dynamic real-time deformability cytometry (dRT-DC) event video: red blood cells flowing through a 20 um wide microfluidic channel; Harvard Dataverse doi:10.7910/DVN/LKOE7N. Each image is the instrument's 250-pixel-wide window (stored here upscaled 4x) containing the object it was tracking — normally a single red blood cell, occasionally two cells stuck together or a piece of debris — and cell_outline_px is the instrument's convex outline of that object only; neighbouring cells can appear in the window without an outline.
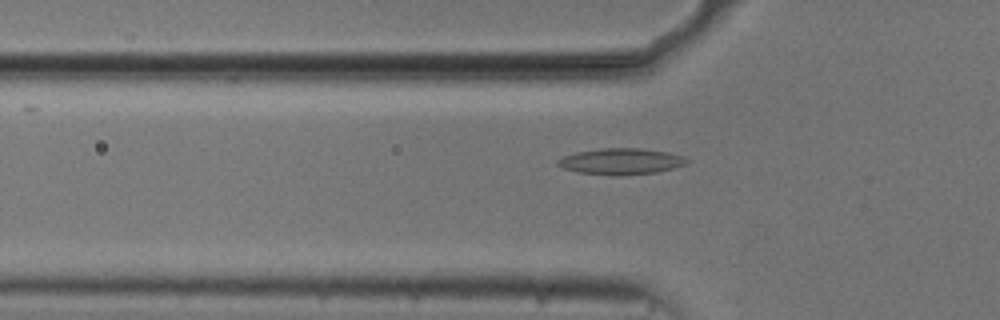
{"species": "common noctule bat (a hibernating species)", "species_latin": "Nyctalus noctula", "temperature_condition": "cold", "stored_images_in_passage": 39, "camera_frame_rate_fps": 3000, "um_per_image_px": 0.085, "animal": {"sex": "male", "body_mass_g": 20.5, "forearm_length_mm": 52.5}, "frame": {"image": 1, "passage_image": 8, "time_ms": 2.333, "image_size_px": [1000, 320], "cell_outline_px": [[692, 160], [688, 164], [656, 172], [620, 176], [612, 176], [576, 172], [564, 168], [556, 164], [556, 160], [564, 156], [576, 152], [600, 148], [640, 148], [668, 152], [684, 156]], "centroid_in_image_um": [52.81, 13.72], "position_along_channel_um": 73.0, "area_um2": 20.0}}
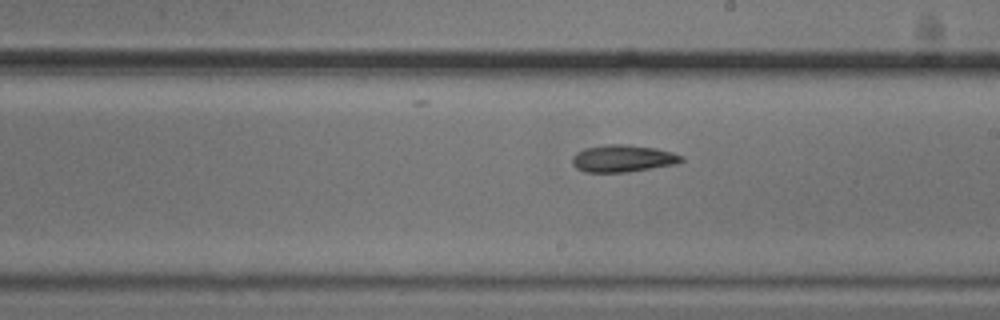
{"frame": {"image": 2, "passage_image": 21, "time_ms": 6.667, "image_size_px": [1000, 320], "cell_outline_px": [[684, 160], [676, 164], [628, 172], [584, 172], [576, 168], [572, 164], [572, 156], [576, 152], [584, 148], [608, 144], [628, 144], [656, 148], [672, 152], [684, 156]], "centroid_in_image_um": [52.93, 13.46], "position_along_channel_um": 236.1, "area_um2": 17.46}}
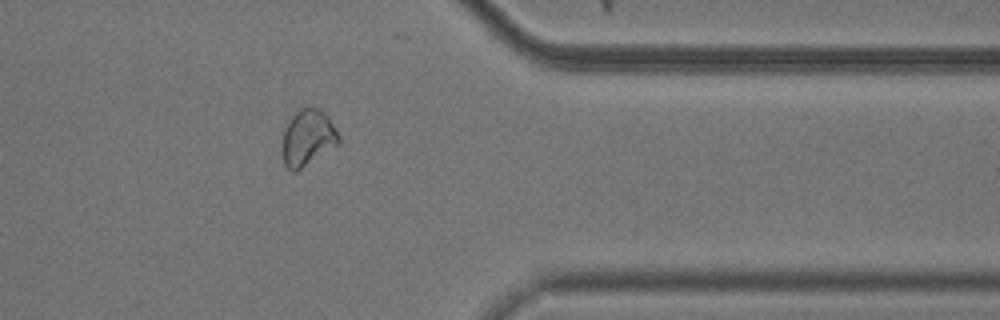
{"frame": {"image": 3, "passage_image": 34, "time_ms": 11.0, "image_size_px": [1000, 320], "cell_outline_px": [[340, 144], [296, 172], [292, 172], [284, 164], [280, 152], [284, 128], [288, 120], [300, 108], [320, 108], [328, 116], [340, 136]], "centroid_in_image_um": [26.14, 11.74], "position_along_channel_um": 385.3, "area_um2": 18.96}, "authors_computed_cell_mechanics": {"area_um2": 18.0336, "velocity_mm_per_s": 3.7423, "shape_relaxation_time_tau1_ms": null, "shape_relaxation_time_tau2_ms": 10.0524, "deformation_change_tau1": null, "deformation_change_tau2": 0.1767}}